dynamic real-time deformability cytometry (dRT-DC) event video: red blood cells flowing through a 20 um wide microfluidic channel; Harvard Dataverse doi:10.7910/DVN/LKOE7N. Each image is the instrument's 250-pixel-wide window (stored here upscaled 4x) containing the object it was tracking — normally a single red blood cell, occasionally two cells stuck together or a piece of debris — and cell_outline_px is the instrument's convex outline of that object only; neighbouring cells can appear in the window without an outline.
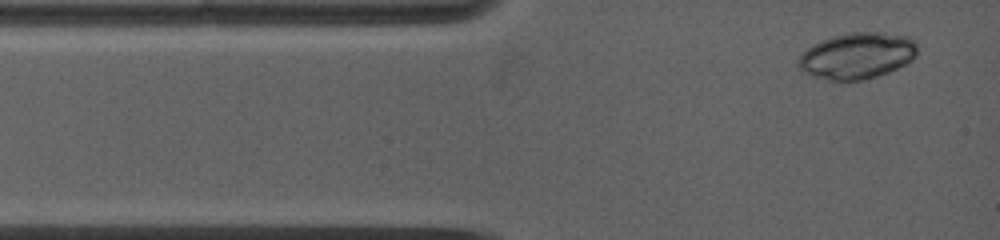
{"species": "common noctule bat (a hibernating species)", "species_latin": "Nyctalus noctula", "temperature_condition": "warm", "stored_images_in_passage": 21, "camera_frame_rate_fps": 5000, "um_per_image_px": 0.085, "animal": {"sex": "female", "body_mass_g": 19.0, "forearm_length_mm": 53.3}, "frame": {"image": 1, "passage_image": 1, "time_ms": 0.0, "image_size_px": [1000, 240], "cell_outline_px": [[916, 56], [912, 60], [888, 72], [876, 76], [860, 80], [836, 84], [812, 76], [804, 72], [796, 64], [796, 60], [812, 44], [832, 36], [852, 32], [884, 32], [908, 36], [916, 40]], "centroid_in_image_um": [72.82, 4.76], "position_along_channel_um": 12.2, "area_um2": 32.66}}
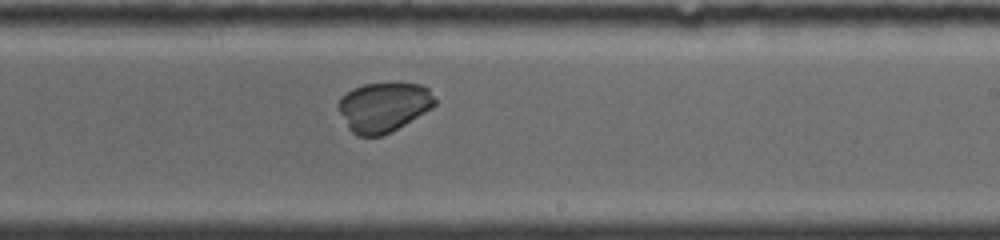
{"frame": {"image": 2, "passage_image": 14, "time_ms": 7.2, "image_size_px": [1000, 240], "cell_outline_px": [[436, 104], [432, 108], [392, 132], [380, 136], [356, 136], [348, 128], [336, 108], [336, 104], [340, 96], [352, 88], [364, 84], [396, 80], [420, 84], [428, 88], [436, 100]], "centroid_in_image_um": [32.58, 9.05], "position_along_channel_um": 256.4, "area_um2": 28.9}}
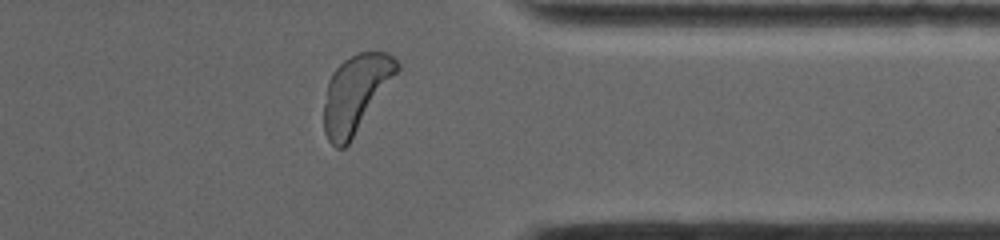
{"frame": {"image": 3, "passage_image": 21, "time_ms": 10.6, "image_size_px": [1000, 240], "cell_outline_px": [[400, 68], [348, 144], [344, 148], [336, 148], [328, 140], [324, 132], [324, 104], [328, 80], [332, 72], [344, 60], [360, 52], [388, 52], [400, 64]], "centroid_in_image_um": [30.22, 7.94], "position_along_channel_um": 381.2, "area_um2": 32.25}}